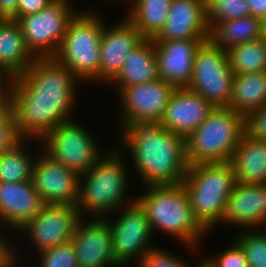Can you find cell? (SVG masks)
Instances as JSON below:
<instances>
[{
  "label": "cell",
  "mask_w": 266,
  "mask_h": 267,
  "mask_svg": "<svg viewBox=\"0 0 266 267\" xmlns=\"http://www.w3.org/2000/svg\"><path fill=\"white\" fill-rule=\"evenodd\" d=\"M78 81L54 57H35L12 81L10 97L19 135L40 141L61 122L70 120Z\"/></svg>",
  "instance_id": "cell-1"
},
{
  "label": "cell",
  "mask_w": 266,
  "mask_h": 267,
  "mask_svg": "<svg viewBox=\"0 0 266 267\" xmlns=\"http://www.w3.org/2000/svg\"><path fill=\"white\" fill-rule=\"evenodd\" d=\"M120 137L144 185H177L183 182L189 167L186 138L158 123L130 125L122 128Z\"/></svg>",
  "instance_id": "cell-2"
},
{
  "label": "cell",
  "mask_w": 266,
  "mask_h": 267,
  "mask_svg": "<svg viewBox=\"0 0 266 267\" xmlns=\"http://www.w3.org/2000/svg\"><path fill=\"white\" fill-rule=\"evenodd\" d=\"M146 189L145 193L135 200L145 210L153 234L156 230H161L177 238L191 251H195L207 231L195 219L182 183L151 185Z\"/></svg>",
  "instance_id": "cell-3"
},
{
  "label": "cell",
  "mask_w": 266,
  "mask_h": 267,
  "mask_svg": "<svg viewBox=\"0 0 266 267\" xmlns=\"http://www.w3.org/2000/svg\"><path fill=\"white\" fill-rule=\"evenodd\" d=\"M112 149L79 177V196L75 207L80 216L88 212L95 217H108L111 211L123 210L125 205L135 201V198L127 200L129 180L121 149Z\"/></svg>",
  "instance_id": "cell-4"
},
{
  "label": "cell",
  "mask_w": 266,
  "mask_h": 267,
  "mask_svg": "<svg viewBox=\"0 0 266 267\" xmlns=\"http://www.w3.org/2000/svg\"><path fill=\"white\" fill-rule=\"evenodd\" d=\"M235 184L231 161L189 165L182 185L195 219L208 233L217 223H222Z\"/></svg>",
  "instance_id": "cell-5"
},
{
  "label": "cell",
  "mask_w": 266,
  "mask_h": 267,
  "mask_svg": "<svg viewBox=\"0 0 266 267\" xmlns=\"http://www.w3.org/2000/svg\"><path fill=\"white\" fill-rule=\"evenodd\" d=\"M244 134V116L228 107H216L186 138L189 165L231 161Z\"/></svg>",
  "instance_id": "cell-6"
},
{
  "label": "cell",
  "mask_w": 266,
  "mask_h": 267,
  "mask_svg": "<svg viewBox=\"0 0 266 267\" xmlns=\"http://www.w3.org/2000/svg\"><path fill=\"white\" fill-rule=\"evenodd\" d=\"M104 25L102 19L91 10L77 11L53 56L66 65L80 82L99 81L100 40Z\"/></svg>",
  "instance_id": "cell-7"
},
{
  "label": "cell",
  "mask_w": 266,
  "mask_h": 267,
  "mask_svg": "<svg viewBox=\"0 0 266 267\" xmlns=\"http://www.w3.org/2000/svg\"><path fill=\"white\" fill-rule=\"evenodd\" d=\"M91 135L70 119L53 128L39 143L49 157L81 176L104 154Z\"/></svg>",
  "instance_id": "cell-8"
},
{
  "label": "cell",
  "mask_w": 266,
  "mask_h": 267,
  "mask_svg": "<svg viewBox=\"0 0 266 267\" xmlns=\"http://www.w3.org/2000/svg\"><path fill=\"white\" fill-rule=\"evenodd\" d=\"M234 73L227 51L205 41L197 50L187 89L200 94L215 107H227L232 96Z\"/></svg>",
  "instance_id": "cell-9"
},
{
  "label": "cell",
  "mask_w": 266,
  "mask_h": 267,
  "mask_svg": "<svg viewBox=\"0 0 266 267\" xmlns=\"http://www.w3.org/2000/svg\"><path fill=\"white\" fill-rule=\"evenodd\" d=\"M71 0H52L40 12L20 17L19 23L27 49L34 57H53L77 13Z\"/></svg>",
  "instance_id": "cell-10"
},
{
  "label": "cell",
  "mask_w": 266,
  "mask_h": 267,
  "mask_svg": "<svg viewBox=\"0 0 266 267\" xmlns=\"http://www.w3.org/2000/svg\"><path fill=\"white\" fill-rule=\"evenodd\" d=\"M124 208L114 222L109 219L112 250L121 267L132 259H137L138 264L146 253L155 247L150 246L153 232L145 210L136 200Z\"/></svg>",
  "instance_id": "cell-11"
},
{
  "label": "cell",
  "mask_w": 266,
  "mask_h": 267,
  "mask_svg": "<svg viewBox=\"0 0 266 267\" xmlns=\"http://www.w3.org/2000/svg\"><path fill=\"white\" fill-rule=\"evenodd\" d=\"M175 89L172 84L161 78L122 88L118 93L122 106V127L158 123Z\"/></svg>",
  "instance_id": "cell-12"
},
{
  "label": "cell",
  "mask_w": 266,
  "mask_h": 267,
  "mask_svg": "<svg viewBox=\"0 0 266 267\" xmlns=\"http://www.w3.org/2000/svg\"><path fill=\"white\" fill-rule=\"evenodd\" d=\"M73 205L44 204L40 211L19 231L28 232L37 252L71 241L79 220Z\"/></svg>",
  "instance_id": "cell-13"
},
{
  "label": "cell",
  "mask_w": 266,
  "mask_h": 267,
  "mask_svg": "<svg viewBox=\"0 0 266 267\" xmlns=\"http://www.w3.org/2000/svg\"><path fill=\"white\" fill-rule=\"evenodd\" d=\"M79 175L46 153H40L33 166V182L43 204L76 206Z\"/></svg>",
  "instance_id": "cell-14"
},
{
  "label": "cell",
  "mask_w": 266,
  "mask_h": 267,
  "mask_svg": "<svg viewBox=\"0 0 266 267\" xmlns=\"http://www.w3.org/2000/svg\"><path fill=\"white\" fill-rule=\"evenodd\" d=\"M82 219L71 238L78 267H121L114 258L108 217H93L85 223Z\"/></svg>",
  "instance_id": "cell-15"
},
{
  "label": "cell",
  "mask_w": 266,
  "mask_h": 267,
  "mask_svg": "<svg viewBox=\"0 0 266 267\" xmlns=\"http://www.w3.org/2000/svg\"><path fill=\"white\" fill-rule=\"evenodd\" d=\"M209 38L154 41L158 76L175 88H187L191 82L195 55Z\"/></svg>",
  "instance_id": "cell-16"
},
{
  "label": "cell",
  "mask_w": 266,
  "mask_h": 267,
  "mask_svg": "<svg viewBox=\"0 0 266 267\" xmlns=\"http://www.w3.org/2000/svg\"><path fill=\"white\" fill-rule=\"evenodd\" d=\"M144 39L126 17L111 28L104 26L100 40L99 82H112L122 70L128 53Z\"/></svg>",
  "instance_id": "cell-17"
},
{
  "label": "cell",
  "mask_w": 266,
  "mask_h": 267,
  "mask_svg": "<svg viewBox=\"0 0 266 267\" xmlns=\"http://www.w3.org/2000/svg\"><path fill=\"white\" fill-rule=\"evenodd\" d=\"M216 107L187 88H176L158 122L162 127L187 138Z\"/></svg>",
  "instance_id": "cell-18"
},
{
  "label": "cell",
  "mask_w": 266,
  "mask_h": 267,
  "mask_svg": "<svg viewBox=\"0 0 266 267\" xmlns=\"http://www.w3.org/2000/svg\"><path fill=\"white\" fill-rule=\"evenodd\" d=\"M223 223L245 229L266 228V184L236 182L227 199Z\"/></svg>",
  "instance_id": "cell-19"
},
{
  "label": "cell",
  "mask_w": 266,
  "mask_h": 267,
  "mask_svg": "<svg viewBox=\"0 0 266 267\" xmlns=\"http://www.w3.org/2000/svg\"><path fill=\"white\" fill-rule=\"evenodd\" d=\"M209 37L205 0H172L166 23L153 41Z\"/></svg>",
  "instance_id": "cell-20"
},
{
  "label": "cell",
  "mask_w": 266,
  "mask_h": 267,
  "mask_svg": "<svg viewBox=\"0 0 266 267\" xmlns=\"http://www.w3.org/2000/svg\"><path fill=\"white\" fill-rule=\"evenodd\" d=\"M44 204L32 181L0 182V222L19 231Z\"/></svg>",
  "instance_id": "cell-21"
},
{
  "label": "cell",
  "mask_w": 266,
  "mask_h": 267,
  "mask_svg": "<svg viewBox=\"0 0 266 267\" xmlns=\"http://www.w3.org/2000/svg\"><path fill=\"white\" fill-rule=\"evenodd\" d=\"M231 163L236 182L266 184V141L242 135L235 148Z\"/></svg>",
  "instance_id": "cell-22"
},
{
  "label": "cell",
  "mask_w": 266,
  "mask_h": 267,
  "mask_svg": "<svg viewBox=\"0 0 266 267\" xmlns=\"http://www.w3.org/2000/svg\"><path fill=\"white\" fill-rule=\"evenodd\" d=\"M158 67L153 39H144L124 59L122 70L112 81L119 87L148 83L158 79Z\"/></svg>",
  "instance_id": "cell-23"
},
{
  "label": "cell",
  "mask_w": 266,
  "mask_h": 267,
  "mask_svg": "<svg viewBox=\"0 0 266 267\" xmlns=\"http://www.w3.org/2000/svg\"><path fill=\"white\" fill-rule=\"evenodd\" d=\"M34 60L17 20L0 19V67L14 78L24 73Z\"/></svg>",
  "instance_id": "cell-24"
},
{
  "label": "cell",
  "mask_w": 266,
  "mask_h": 267,
  "mask_svg": "<svg viewBox=\"0 0 266 267\" xmlns=\"http://www.w3.org/2000/svg\"><path fill=\"white\" fill-rule=\"evenodd\" d=\"M266 105V71L234 75L232 96L227 106L245 116Z\"/></svg>",
  "instance_id": "cell-25"
},
{
  "label": "cell",
  "mask_w": 266,
  "mask_h": 267,
  "mask_svg": "<svg viewBox=\"0 0 266 267\" xmlns=\"http://www.w3.org/2000/svg\"><path fill=\"white\" fill-rule=\"evenodd\" d=\"M264 22L252 15L216 24L210 30L209 40L227 50L235 45L263 38Z\"/></svg>",
  "instance_id": "cell-26"
},
{
  "label": "cell",
  "mask_w": 266,
  "mask_h": 267,
  "mask_svg": "<svg viewBox=\"0 0 266 267\" xmlns=\"http://www.w3.org/2000/svg\"><path fill=\"white\" fill-rule=\"evenodd\" d=\"M125 16L145 39H153L165 25L172 0H129Z\"/></svg>",
  "instance_id": "cell-27"
},
{
  "label": "cell",
  "mask_w": 266,
  "mask_h": 267,
  "mask_svg": "<svg viewBox=\"0 0 266 267\" xmlns=\"http://www.w3.org/2000/svg\"><path fill=\"white\" fill-rule=\"evenodd\" d=\"M234 75L266 71V42L257 41L235 45L226 50Z\"/></svg>",
  "instance_id": "cell-28"
},
{
  "label": "cell",
  "mask_w": 266,
  "mask_h": 267,
  "mask_svg": "<svg viewBox=\"0 0 266 267\" xmlns=\"http://www.w3.org/2000/svg\"><path fill=\"white\" fill-rule=\"evenodd\" d=\"M24 139L14 148L0 154V182H24L33 180L36 158L24 148ZM33 157V159H32Z\"/></svg>",
  "instance_id": "cell-29"
},
{
  "label": "cell",
  "mask_w": 266,
  "mask_h": 267,
  "mask_svg": "<svg viewBox=\"0 0 266 267\" xmlns=\"http://www.w3.org/2000/svg\"><path fill=\"white\" fill-rule=\"evenodd\" d=\"M209 30L216 24L251 15L246 0H205Z\"/></svg>",
  "instance_id": "cell-30"
},
{
  "label": "cell",
  "mask_w": 266,
  "mask_h": 267,
  "mask_svg": "<svg viewBox=\"0 0 266 267\" xmlns=\"http://www.w3.org/2000/svg\"><path fill=\"white\" fill-rule=\"evenodd\" d=\"M235 241L243 249L249 267H266L265 228L243 230Z\"/></svg>",
  "instance_id": "cell-31"
},
{
  "label": "cell",
  "mask_w": 266,
  "mask_h": 267,
  "mask_svg": "<svg viewBox=\"0 0 266 267\" xmlns=\"http://www.w3.org/2000/svg\"><path fill=\"white\" fill-rule=\"evenodd\" d=\"M23 138L19 135L10 95H0V154L14 148Z\"/></svg>",
  "instance_id": "cell-32"
},
{
  "label": "cell",
  "mask_w": 266,
  "mask_h": 267,
  "mask_svg": "<svg viewBox=\"0 0 266 267\" xmlns=\"http://www.w3.org/2000/svg\"><path fill=\"white\" fill-rule=\"evenodd\" d=\"M39 267H78L73 243L67 242L40 251Z\"/></svg>",
  "instance_id": "cell-33"
},
{
  "label": "cell",
  "mask_w": 266,
  "mask_h": 267,
  "mask_svg": "<svg viewBox=\"0 0 266 267\" xmlns=\"http://www.w3.org/2000/svg\"><path fill=\"white\" fill-rule=\"evenodd\" d=\"M202 263L206 267H249L245 253L236 241L223 253L214 257L212 255L211 258L204 259Z\"/></svg>",
  "instance_id": "cell-34"
},
{
  "label": "cell",
  "mask_w": 266,
  "mask_h": 267,
  "mask_svg": "<svg viewBox=\"0 0 266 267\" xmlns=\"http://www.w3.org/2000/svg\"><path fill=\"white\" fill-rule=\"evenodd\" d=\"M165 251L158 247L152 248L138 263L139 265L137 264V267H190L182 258L179 259L176 255L174 256V253Z\"/></svg>",
  "instance_id": "cell-35"
},
{
  "label": "cell",
  "mask_w": 266,
  "mask_h": 267,
  "mask_svg": "<svg viewBox=\"0 0 266 267\" xmlns=\"http://www.w3.org/2000/svg\"><path fill=\"white\" fill-rule=\"evenodd\" d=\"M244 134L249 138L266 141V105L244 116Z\"/></svg>",
  "instance_id": "cell-36"
},
{
  "label": "cell",
  "mask_w": 266,
  "mask_h": 267,
  "mask_svg": "<svg viewBox=\"0 0 266 267\" xmlns=\"http://www.w3.org/2000/svg\"><path fill=\"white\" fill-rule=\"evenodd\" d=\"M52 0H19L16 20L20 17L40 12Z\"/></svg>",
  "instance_id": "cell-37"
},
{
  "label": "cell",
  "mask_w": 266,
  "mask_h": 267,
  "mask_svg": "<svg viewBox=\"0 0 266 267\" xmlns=\"http://www.w3.org/2000/svg\"><path fill=\"white\" fill-rule=\"evenodd\" d=\"M19 0H0V19L16 20Z\"/></svg>",
  "instance_id": "cell-38"
},
{
  "label": "cell",
  "mask_w": 266,
  "mask_h": 267,
  "mask_svg": "<svg viewBox=\"0 0 266 267\" xmlns=\"http://www.w3.org/2000/svg\"><path fill=\"white\" fill-rule=\"evenodd\" d=\"M5 239L0 234V266H7L15 258L14 253H16Z\"/></svg>",
  "instance_id": "cell-39"
},
{
  "label": "cell",
  "mask_w": 266,
  "mask_h": 267,
  "mask_svg": "<svg viewBox=\"0 0 266 267\" xmlns=\"http://www.w3.org/2000/svg\"><path fill=\"white\" fill-rule=\"evenodd\" d=\"M246 1L249 5L251 15L265 22L266 21V0H246Z\"/></svg>",
  "instance_id": "cell-40"
},
{
  "label": "cell",
  "mask_w": 266,
  "mask_h": 267,
  "mask_svg": "<svg viewBox=\"0 0 266 267\" xmlns=\"http://www.w3.org/2000/svg\"><path fill=\"white\" fill-rule=\"evenodd\" d=\"M12 81L13 77L4 69H0V95H10Z\"/></svg>",
  "instance_id": "cell-41"
},
{
  "label": "cell",
  "mask_w": 266,
  "mask_h": 267,
  "mask_svg": "<svg viewBox=\"0 0 266 267\" xmlns=\"http://www.w3.org/2000/svg\"><path fill=\"white\" fill-rule=\"evenodd\" d=\"M17 254L15 255V258L6 266V267H15L17 266V258H16Z\"/></svg>",
  "instance_id": "cell-42"
},
{
  "label": "cell",
  "mask_w": 266,
  "mask_h": 267,
  "mask_svg": "<svg viewBox=\"0 0 266 267\" xmlns=\"http://www.w3.org/2000/svg\"><path fill=\"white\" fill-rule=\"evenodd\" d=\"M263 38L266 42V21L264 22V32H263Z\"/></svg>",
  "instance_id": "cell-43"
},
{
  "label": "cell",
  "mask_w": 266,
  "mask_h": 267,
  "mask_svg": "<svg viewBox=\"0 0 266 267\" xmlns=\"http://www.w3.org/2000/svg\"><path fill=\"white\" fill-rule=\"evenodd\" d=\"M196 267H206L202 262L199 263V265H197Z\"/></svg>",
  "instance_id": "cell-44"
}]
</instances>
